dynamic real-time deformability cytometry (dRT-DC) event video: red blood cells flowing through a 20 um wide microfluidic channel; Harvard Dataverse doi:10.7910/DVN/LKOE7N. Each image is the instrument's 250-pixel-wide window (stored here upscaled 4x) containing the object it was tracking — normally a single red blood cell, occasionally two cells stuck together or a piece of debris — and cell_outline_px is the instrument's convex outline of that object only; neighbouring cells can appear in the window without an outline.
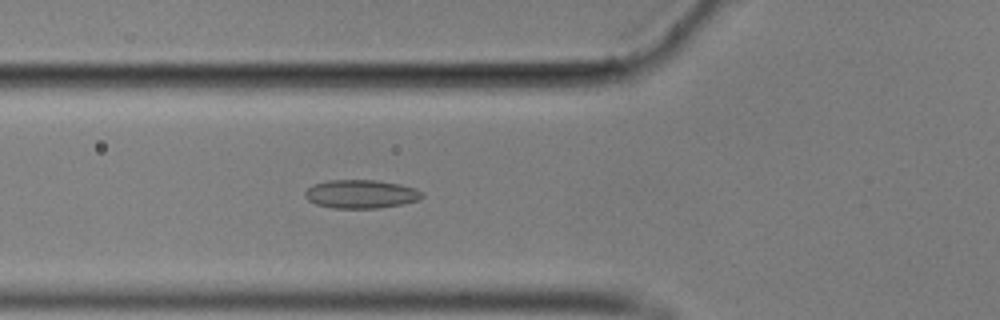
{"species": "common noctule bat (a hibernating species)", "species_latin": "Nyctalus noctula", "temperature_condition": "cold", "stored_images_in_passage": 41, "camera_frame_rate_fps": 3000, "um_per_image_px": 0.085, "animal": {"sex": "male", "body_mass_g": 17.9}, "frame": {"image": 1, "passage_image": 9, "time_ms": 2.667, "image_size_px": [1000, 320], "cell_outline_px": [[424, 196], [420, 200], [380, 208], [332, 208], [316, 204], [308, 200], [304, 196], [304, 192], [312, 184], [328, 180], [376, 180], [400, 184], [416, 188], [424, 192]], "centroid_in_image_um": [30.69, 16.49], "position_along_channel_um": 95.1, "area_um2": 19.65}}
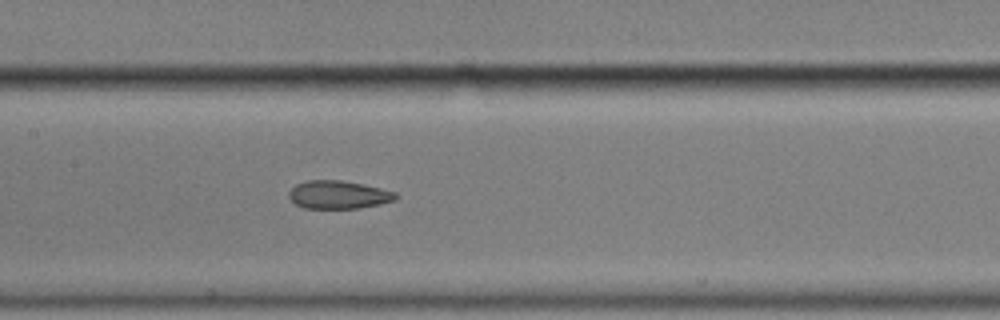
{"frame": {"image": 2, "passage_image": 16, "time_ms": 5.0, "image_size_px": [1000, 320], "cell_outline_px": [[400, 196], [396, 200], [380, 204], [360, 208], [304, 208], [296, 204], [288, 196], [288, 192], [296, 184], [308, 180], [340, 180], [364, 184], [396, 192]], "centroid_in_image_um": [28.8, 16.55], "position_along_channel_um": 178.6, "area_um2": 17.57}}
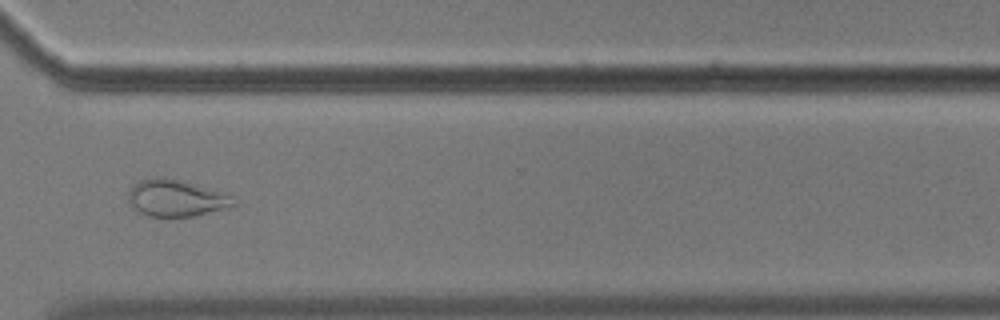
{"frame": {"image": 3, "passage_image": 31, "time_ms": 10.0, "image_size_px": [1000, 320], "cell_outline_px": [[236, 204], [228, 208], [192, 216], [168, 220], [148, 216], [136, 212], [128, 204], [128, 192], [140, 180], [156, 176], [160, 176], [180, 180], [208, 188], [228, 196]], "centroid_in_image_um": [14.85, 16.89], "position_along_channel_um": 355.7, "area_um2": 22.89}, "authors_computed_cell_mechanics": {"area_um2": 19.1318, "velocity_mm_per_s": 3.5492, "shape_relaxation_time_tau1_ms": null, "shape_relaxation_time_tau2_ms": 2.2632, "deformation_change_tau1": null, "deformation_change_tau2": 0.0855}}